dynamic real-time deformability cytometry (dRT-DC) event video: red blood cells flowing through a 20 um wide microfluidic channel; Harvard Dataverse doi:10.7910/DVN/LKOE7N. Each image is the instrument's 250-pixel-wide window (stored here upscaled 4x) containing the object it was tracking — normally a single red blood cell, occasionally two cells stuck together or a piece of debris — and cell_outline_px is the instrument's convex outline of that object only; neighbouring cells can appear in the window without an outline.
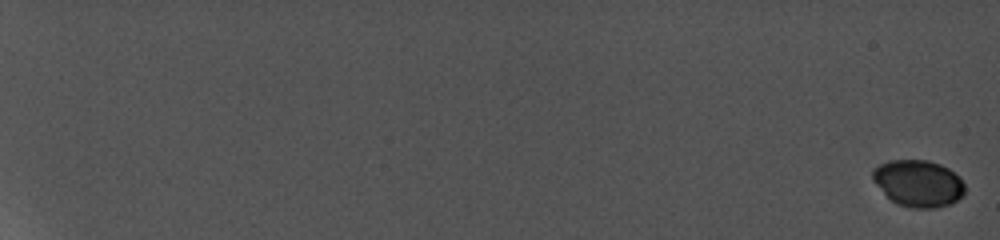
{"species": "common noctule bat (a hibernating species)", "species_latin": "Nyctalus noctula", "temperature_condition": "cold", "stored_images_in_passage": 14, "camera_frame_rate_fps": 5000, "um_per_image_px": 0.085, "animal": {"sex": "female", "body_mass_g": 19.0, "forearm_length_mm": 56.7}, "frame": {"image": 1, "passage_image": 1, "time_ms": 0.0, "image_size_px": [1000, 240], "cell_outline_px": [[964, 192], [956, 200], [948, 204], [928, 208], [916, 208], [900, 204], [892, 200], [884, 192], [872, 176], [872, 172], [880, 164], [892, 160], [924, 160], [948, 168], [964, 184]], "centroid_in_image_um": [78.05, 15.57], "position_along_channel_um": 6.9, "area_um2": 24.04}}
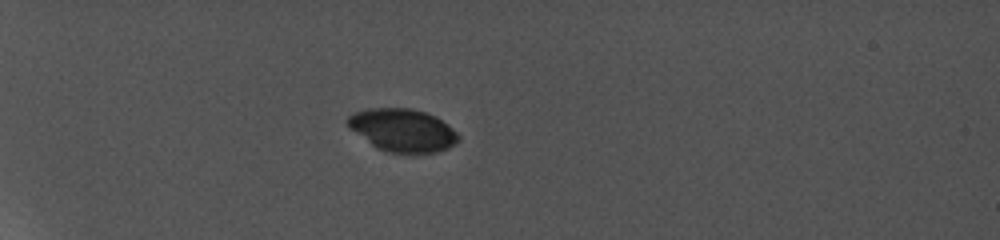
{"frame": {"image": 2, "passage_image": 9, "time_ms": 7.2, "image_size_px": [1000, 240], "cell_outline_px": [[456, 140], [452, 144], [444, 148], [432, 152], [388, 152], [376, 148], [352, 128], [348, 124], [348, 116], [356, 112], [372, 108], [408, 108], [424, 112], [440, 120], [456, 132]], "centroid_in_image_um": [34.17, 11.05], "position_along_channel_um": 50.8, "area_um2": 26.36}}